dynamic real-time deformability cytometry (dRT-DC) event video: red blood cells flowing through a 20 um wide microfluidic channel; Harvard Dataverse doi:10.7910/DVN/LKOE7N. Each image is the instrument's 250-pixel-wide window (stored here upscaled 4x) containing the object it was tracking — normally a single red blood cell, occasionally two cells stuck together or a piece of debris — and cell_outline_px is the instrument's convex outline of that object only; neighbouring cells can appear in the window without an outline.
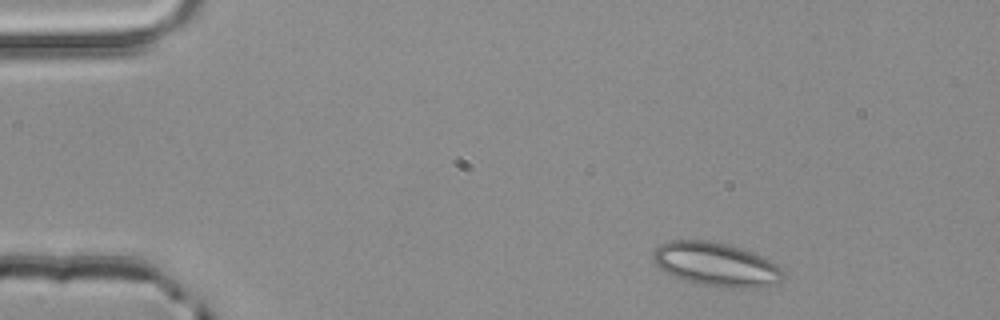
{"species": "common noctule bat (a hibernating species)", "species_latin": "Nyctalus noctula", "temperature_condition": "room temperature", "stored_images_in_passage": 4, "camera_frame_rate_fps": 3000, "um_per_image_px": 0.085, "animal": {"sex": "male", "body_mass_g": 20.4}, "frame": {"image": 1, "passage_image": 1, "time_ms": 0.0, "image_size_px": [1000, 320], "cell_outline_px": [[784, 276], [776, 284], [760, 288], [728, 288], [696, 284], [684, 280], [660, 268], [652, 260], [652, 256], [656, 248], [660, 244], [672, 240], [708, 240], [728, 244], [764, 256], [776, 264], [784, 272]], "centroid_in_image_um": [60.9, 22.48], "position_along_channel_um": 24.1, "area_um2": 33.35}}
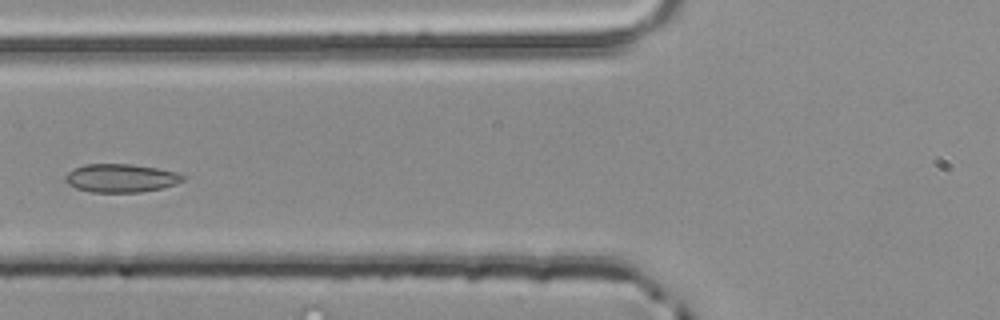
{"frame": {"image": 2, "passage_image": 4, "time_ms": 1.0, "image_size_px": [1000, 320], "cell_outline_px": [[184, 180], [160, 188], [140, 192], [92, 192], [76, 188], [68, 184], [64, 180], [64, 176], [72, 168], [84, 164], [132, 164], [156, 168], [176, 172], [184, 176]], "centroid_in_image_um": [10.2, 15.13], "position_along_channel_um": 115.6, "area_um2": 19.31}}